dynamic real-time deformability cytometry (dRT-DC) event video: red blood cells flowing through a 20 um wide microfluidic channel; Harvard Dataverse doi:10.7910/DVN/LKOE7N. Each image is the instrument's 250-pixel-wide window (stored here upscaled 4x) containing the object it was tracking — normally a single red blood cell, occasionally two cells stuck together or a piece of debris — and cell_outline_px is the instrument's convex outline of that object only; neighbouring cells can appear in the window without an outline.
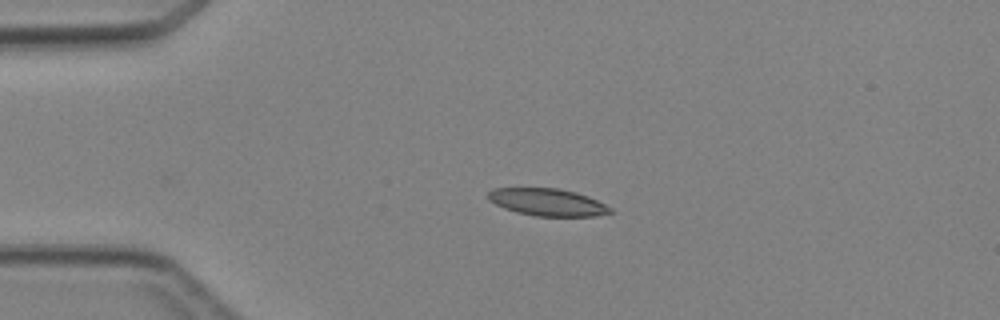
{"species": "Egyptian fruit bat (a non-hibernating species)", "species_latin": "Rousettus aegyptiacus", "temperature_condition": "cold", "stored_images_in_passage": 3, "camera_frame_rate_fps": 3000, "um_per_image_px": 0.085, "animal": {"sex": "female"}, "frame": {"image": 1, "passage_image": 2, "time_ms": 1.333, "image_size_px": [1000, 320], "cell_outline_px": [[612, 212], [596, 216], [536, 216], [516, 212], [504, 208], [488, 200], [488, 192], [492, 188], [560, 188], [576, 192], [588, 196], [612, 208]], "centroid_in_image_um": [46.52, 17.18], "position_along_channel_um": 38.5, "area_um2": 19.42}}